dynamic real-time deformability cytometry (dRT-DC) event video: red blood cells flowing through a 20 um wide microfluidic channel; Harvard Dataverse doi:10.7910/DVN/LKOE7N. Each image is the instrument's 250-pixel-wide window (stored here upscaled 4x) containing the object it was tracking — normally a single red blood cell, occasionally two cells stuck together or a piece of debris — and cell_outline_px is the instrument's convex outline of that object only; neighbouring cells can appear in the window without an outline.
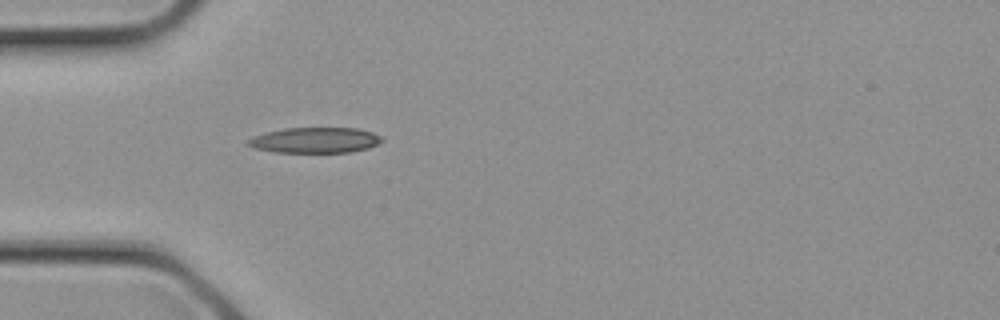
{"species": "common noctule bat (a hibernating species)", "species_latin": "Nyctalus noctula", "temperature_condition": "cold", "stored_images_in_passage": 17, "camera_frame_rate_fps": 3000, "um_per_image_px": 0.085, "animal": {"sex": "female", "body_mass_g": 21.9}, "frame": {"image": 1, "passage_image": 5, "time_ms": 1.333, "image_size_px": [1000, 320], "cell_outline_px": [[384, 140], [380, 144], [368, 148], [352, 152], [272, 152], [256, 148], [248, 144], [248, 140], [252, 136], [284, 128], [356, 128], [372, 132], [380, 136]], "centroid_in_image_um": [26.82, 11.92], "position_along_channel_um": 58.2, "area_um2": 19.88}}
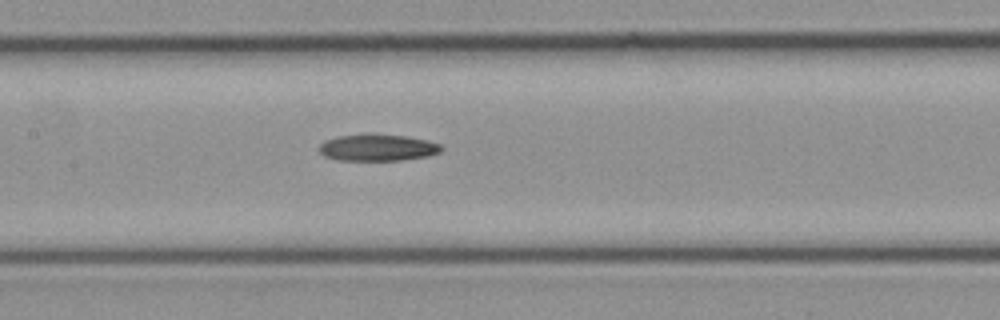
{"frame": {"image": 2, "passage_image": 10, "time_ms": 3.0, "image_size_px": [1000, 320], "cell_outline_px": [[444, 148], [440, 152], [428, 156], [404, 160], [336, 160], [324, 156], [316, 148], [324, 140], [336, 136], [372, 132], [404, 136], [428, 140], [440, 144]], "centroid_in_image_um": [32.06, 12.52], "position_along_channel_um": 175.3, "area_um2": 19.59}}
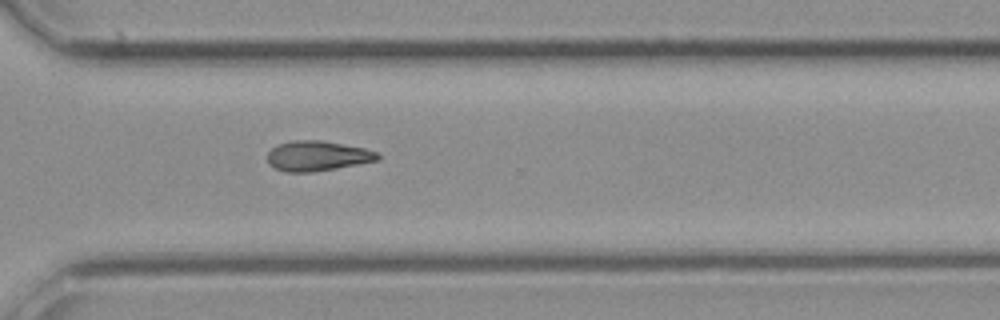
{"frame": {"image": 3, "passage_image": 17, "time_ms": 5.333, "image_size_px": [1000, 320], "cell_outline_px": [[380, 160], [336, 168], [312, 172], [284, 172], [268, 164], [268, 152], [272, 148], [280, 144], [292, 140], [324, 140], [364, 148], [380, 152]], "centroid_in_image_um": [27.01, 13.25], "position_along_channel_um": 343.6, "area_um2": 19.42}}